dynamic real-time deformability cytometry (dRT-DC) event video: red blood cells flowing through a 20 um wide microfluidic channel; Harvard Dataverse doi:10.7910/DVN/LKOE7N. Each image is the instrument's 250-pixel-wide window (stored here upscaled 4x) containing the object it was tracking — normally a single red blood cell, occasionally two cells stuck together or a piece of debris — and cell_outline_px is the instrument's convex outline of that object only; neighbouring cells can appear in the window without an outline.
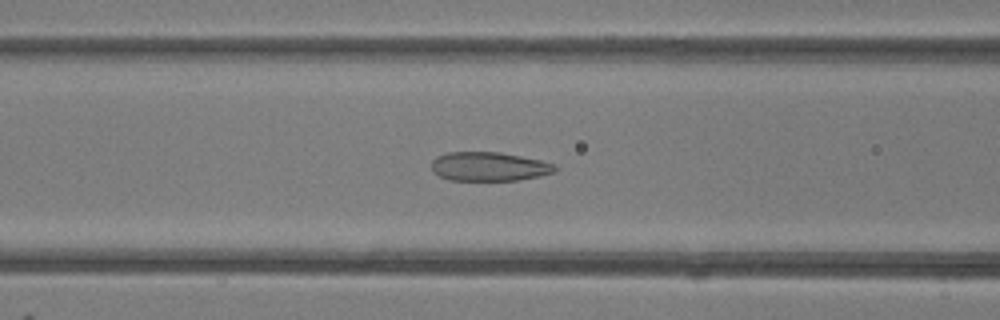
{"species": "common noctule bat (a hibernating species)", "species_latin": "Nyctalus noctula", "temperature_condition": "room temperature", "stored_images_in_passage": 36, "camera_frame_rate_fps": 3000, "um_per_image_px": 0.085, "animal": {"sex": "female"}, "frame": {"image": 1, "passage_image": 11, "time_ms": 3.333, "image_size_px": [1000, 320], "cell_outline_px": [[560, 168], [556, 172], [540, 176], [516, 180], [448, 180], [432, 172], [432, 160], [436, 156], [448, 152], [500, 152], [540, 160], [556, 164]], "centroid_in_image_um": [41.59, 14.15], "position_along_channel_um": 125.0, "area_um2": 21.04}}
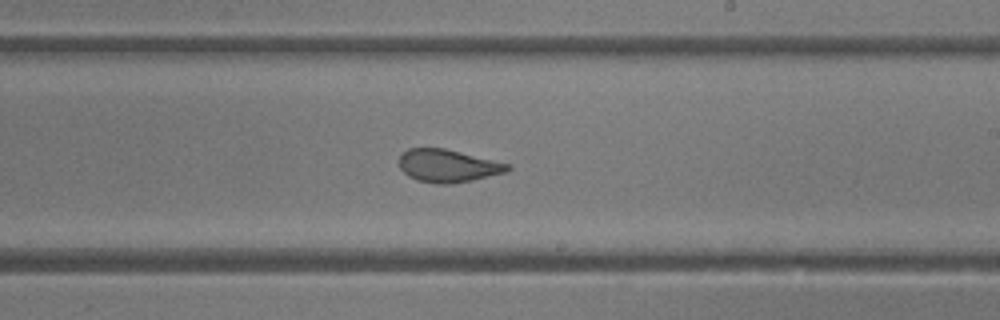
{"frame": {"image": 2, "passage_image": 20, "time_ms": 6.333, "image_size_px": [1000, 320], "cell_outline_px": [[512, 168], [508, 172], [472, 180], [452, 184], [436, 184], [416, 180], [408, 176], [400, 168], [400, 156], [408, 148], [444, 148], [512, 164]], "centroid_in_image_um": [38.11, 14.1], "position_along_channel_um": 250.9, "area_um2": 20.87}}
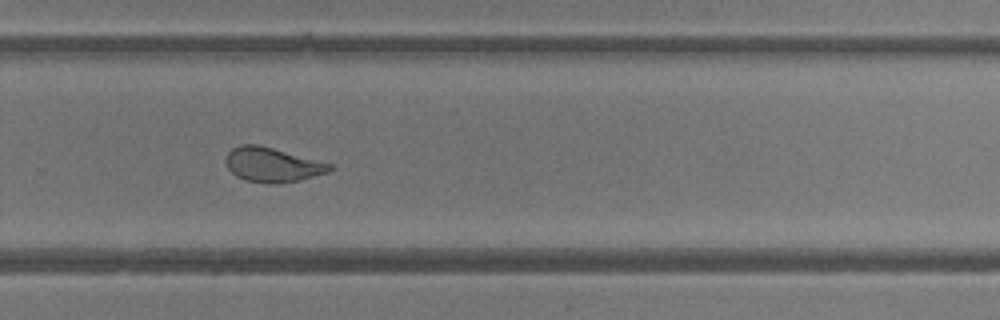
{"frame": {"image": 3, "passage_image": 24, "time_ms": 7.667, "image_size_px": [1000, 320], "cell_outline_px": [[336, 168], [328, 172], [300, 180], [276, 184], [264, 184], [248, 180], [236, 176], [228, 168], [224, 160], [228, 152], [232, 148], [240, 144], [260, 144], [332, 164]], "centroid_in_image_um": [23.15, 14.0], "position_along_channel_um": 306.6, "area_um2": 21.1}, "authors_computed_cell_mechanics": {"area_um2": 21.8773, "velocity_mm_per_s": 4.1912, "shape_relaxation_time_tau1_ms": null, "shape_relaxation_time_tau2_ms": 0.8449, "deformation_change_tau1": null, "deformation_change_tau2": 0.0798}}